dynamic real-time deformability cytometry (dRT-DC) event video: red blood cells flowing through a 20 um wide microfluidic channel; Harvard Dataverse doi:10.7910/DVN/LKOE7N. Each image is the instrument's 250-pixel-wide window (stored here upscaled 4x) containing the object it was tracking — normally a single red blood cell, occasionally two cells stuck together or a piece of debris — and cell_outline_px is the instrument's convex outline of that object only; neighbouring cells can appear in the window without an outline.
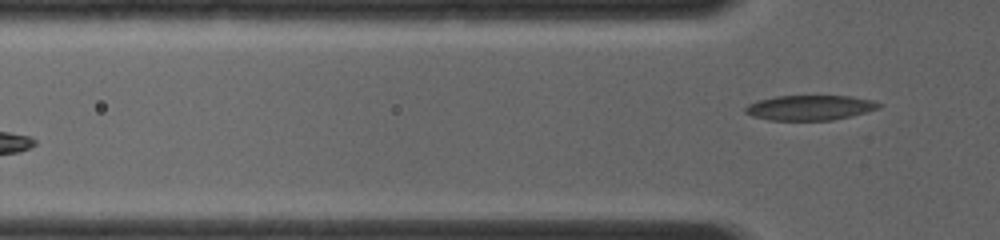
{"species": "common noctule bat (a hibernating species)", "species_latin": "Nyctalus noctula", "temperature_condition": "room temperature", "stored_images_in_passage": 4, "camera_frame_rate_fps": 4000, "um_per_image_px": 0.085, "animal": {"sex": "female", "body_mass_g": 19.0, "forearm_length_mm": 56.7}, "frame": {"image": 1, "passage_image": 4, "time_ms": 3.5, "image_size_px": [1000, 240], "cell_outline_px": [[884, 104], [880, 108], [832, 120], [768, 120], [752, 116], [744, 112], [744, 108], [748, 104], [756, 100], [772, 96], [852, 96], [872, 100]], "centroid_in_image_um": [68.8, 9.14], "position_along_channel_um": 57.0, "area_um2": 19.54}}